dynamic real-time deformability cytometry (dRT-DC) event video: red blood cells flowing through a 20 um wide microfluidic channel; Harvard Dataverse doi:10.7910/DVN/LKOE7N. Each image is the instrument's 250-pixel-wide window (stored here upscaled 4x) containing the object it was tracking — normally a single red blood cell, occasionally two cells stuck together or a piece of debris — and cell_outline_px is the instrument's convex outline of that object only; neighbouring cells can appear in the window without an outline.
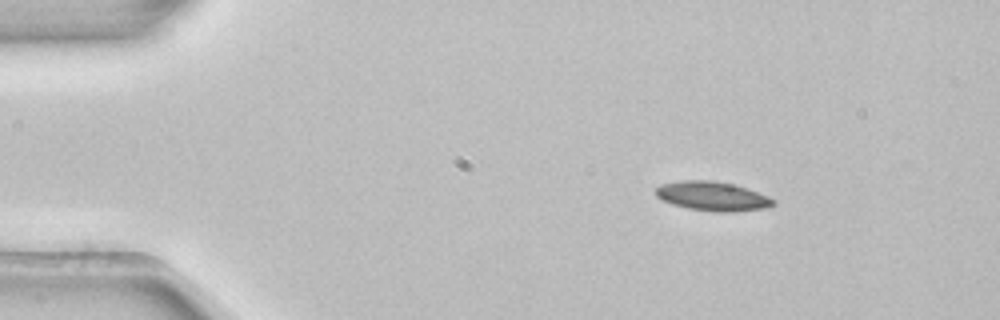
{"species": "common noctule bat (a hibernating species)", "species_latin": "Nyctalus noctula", "temperature_condition": "room temperature", "stored_images_in_passage": 2, "camera_frame_rate_fps": 3000, "um_per_image_px": 0.085, "animal": {"sex": "female", "body_mass_g": 22.7, "forearm_length_mm": 54.2}, "frame": {"image": 1, "passage_image": 1, "time_ms": 0.0, "image_size_px": [1000, 320], "cell_outline_px": [[776, 204], [768, 208], [732, 212], [716, 212], [688, 208], [672, 204], [656, 196], [656, 188], [660, 184], [680, 180], [712, 180], [732, 184], [768, 196], [776, 200]], "centroid_in_image_um": [60.57, 16.68], "position_along_channel_um": 24.4, "area_um2": 20.0}}
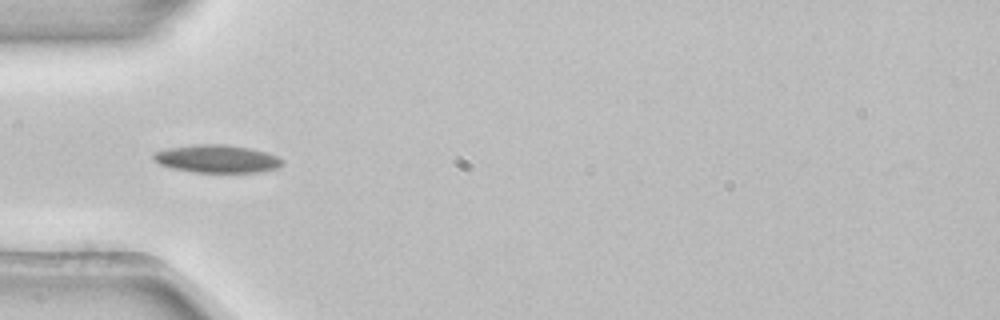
{"frame": {"image": 2, "passage_image": 2, "time_ms": 0.333, "image_size_px": [1000, 320], "cell_outline_px": [[284, 164], [276, 168], [260, 172], [192, 172], [172, 168], [160, 164], [152, 160], [152, 152], [168, 148], [196, 144], [224, 144], [248, 148], [264, 152], [276, 156], [284, 160]], "centroid_in_image_um": [18.4, 13.5], "position_along_channel_um": 66.6, "area_um2": 20.92}}